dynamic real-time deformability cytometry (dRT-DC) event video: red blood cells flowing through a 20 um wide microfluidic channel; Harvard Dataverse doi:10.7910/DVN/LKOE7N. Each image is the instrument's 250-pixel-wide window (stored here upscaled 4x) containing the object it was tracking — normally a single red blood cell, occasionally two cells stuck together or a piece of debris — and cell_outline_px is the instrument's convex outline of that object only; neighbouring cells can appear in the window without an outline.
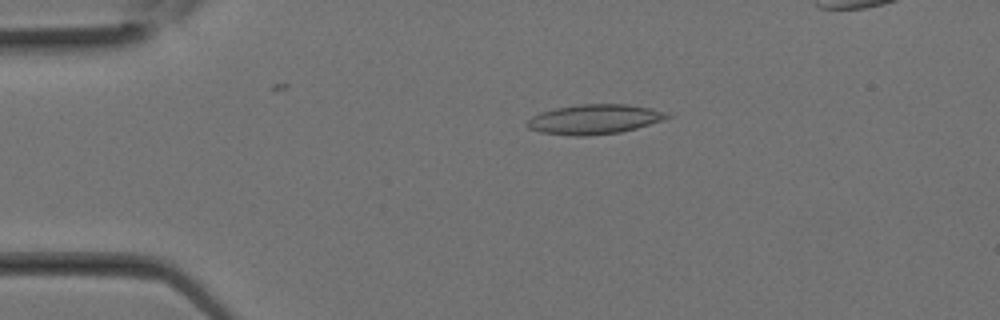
{"species": "Egyptian fruit bat (a non-hibernating species)", "species_latin": "Rousettus aegyptiacus", "temperature_condition": "room temperature", "stored_images_in_passage": 29, "camera_frame_rate_fps": 3000, "um_per_image_px": 0.085, "animal": {"sex": "female"}, "frame": {"image": 1, "passage_image": 6, "time_ms": 1.667, "image_size_px": [1000, 320], "cell_outline_px": [[672, 116], [664, 120], [636, 128], [620, 132], [588, 136], [572, 136], [540, 132], [528, 128], [524, 124], [532, 116], [540, 112], [556, 108], [580, 104], [628, 104], [652, 108], [668, 112]], "centroid_in_image_um": [50.53, 10.14], "position_along_channel_um": 34.5, "area_um2": 24.45}}
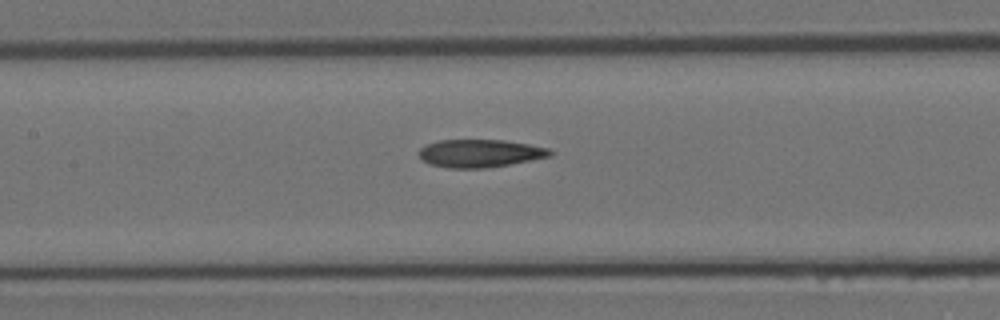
{"frame": {"image": 2, "passage_image": 13, "time_ms": 4.0, "image_size_px": [1000, 320], "cell_outline_px": [[556, 152], [552, 156], [508, 164], [484, 168], [448, 168], [428, 164], [420, 160], [420, 148], [428, 144], [440, 140], [504, 140], [528, 144], [548, 148]], "centroid_in_image_um": [40.8, 13.03], "position_along_channel_um": 166.6, "area_um2": 21.27}}
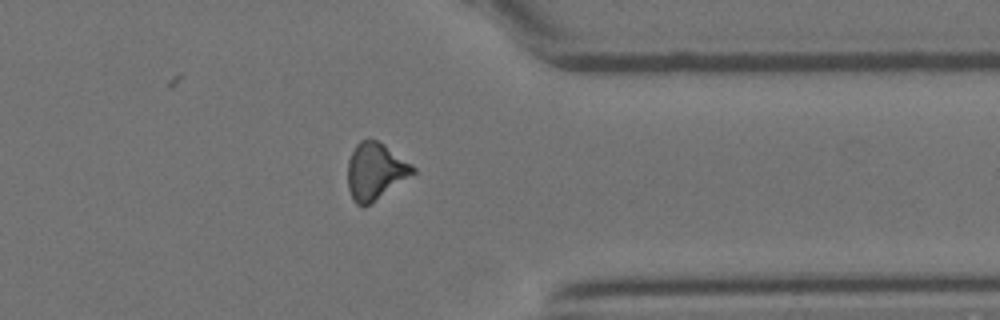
{"frame": {"image": 3, "passage_image": 22, "time_ms": 7.0, "image_size_px": [1000, 320], "cell_outline_px": [[416, 172], [372, 204], [364, 208], [356, 204], [352, 200], [348, 188], [348, 160], [356, 144], [360, 140], [376, 140], [384, 144], [412, 164], [416, 168]], "centroid_in_image_um": [31.9, 14.6], "position_along_channel_um": 379.5, "area_um2": 21.79}}